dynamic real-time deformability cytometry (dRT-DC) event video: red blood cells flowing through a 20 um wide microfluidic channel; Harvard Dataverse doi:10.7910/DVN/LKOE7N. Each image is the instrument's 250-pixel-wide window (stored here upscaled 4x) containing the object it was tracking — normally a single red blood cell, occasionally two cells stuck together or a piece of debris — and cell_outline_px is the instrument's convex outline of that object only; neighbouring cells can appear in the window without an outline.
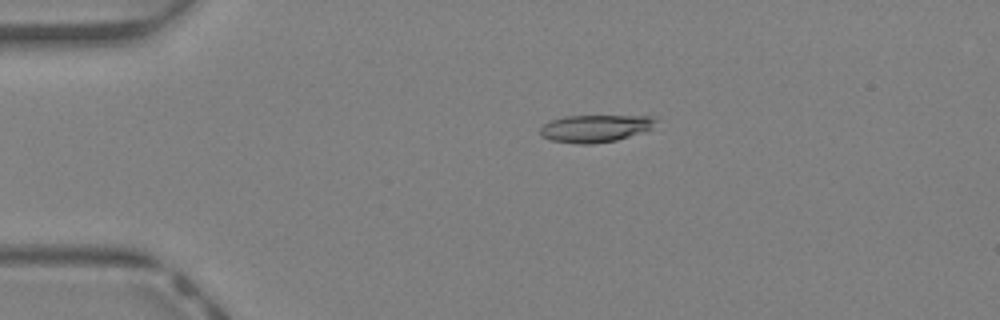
{"species": "Egyptian fruit bat (a non-hibernating species)", "species_latin": "Rousettus aegyptiacus", "temperature_condition": "warm", "stored_images_in_passage": 36, "camera_frame_rate_fps": 3000, "um_per_image_px": 0.085, "animal": {"sex": "female"}, "frame": {"image": 1, "passage_image": 2, "time_ms": 0.333, "image_size_px": [1000, 320], "cell_outline_px": [[656, 120], [652, 128], [644, 132], [616, 140], [592, 144], [576, 144], [552, 140], [540, 136], [540, 128], [544, 124], [552, 120], [564, 116], [652, 116]], "centroid_in_image_um": [50.58, 10.92], "position_along_channel_um": 34.4, "area_um2": 18.38}}
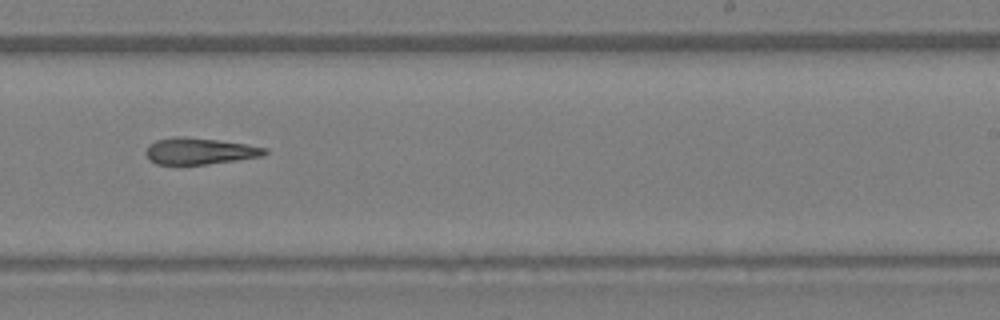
{"frame": {"image": 2, "passage_image": 20, "time_ms": 6.333, "image_size_px": [1000, 320], "cell_outline_px": [[268, 152], [264, 156], [236, 160], [204, 164], [156, 164], [148, 160], [144, 152], [148, 144], [156, 140], [180, 136], [184, 136], [216, 140], [244, 144], [268, 148]], "centroid_in_image_um": [16.93, 12.84], "position_along_channel_um": 272.1, "area_um2": 18.32}}
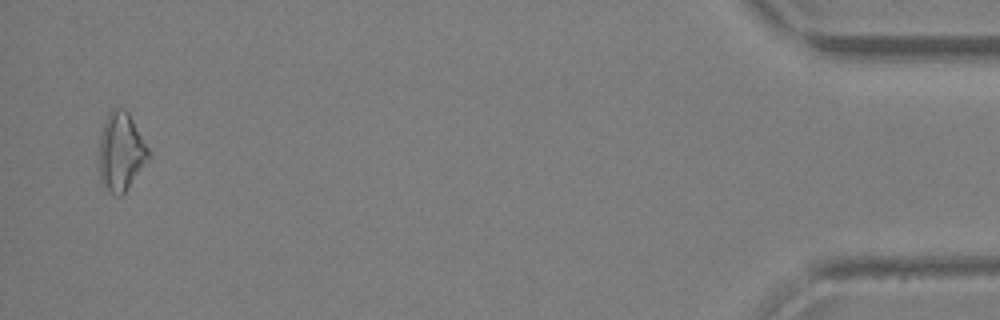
{"frame": {"image": 3, "passage_image": 35, "time_ms": 11.333, "image_size_px": [1000, 320], "cell_outline_px": [[148, 160], [128, 188], [120, 196], [116, 196], [104, 192], [100, 180], [100, 136], [104, 120], [108, 112], [112, 108], [124, 108], [128, 112], [148, 148]], "centroid_in_image_um": [10.25, 12.93], "position_along_channel_um": 425.0, "area_um2": 22.54}}